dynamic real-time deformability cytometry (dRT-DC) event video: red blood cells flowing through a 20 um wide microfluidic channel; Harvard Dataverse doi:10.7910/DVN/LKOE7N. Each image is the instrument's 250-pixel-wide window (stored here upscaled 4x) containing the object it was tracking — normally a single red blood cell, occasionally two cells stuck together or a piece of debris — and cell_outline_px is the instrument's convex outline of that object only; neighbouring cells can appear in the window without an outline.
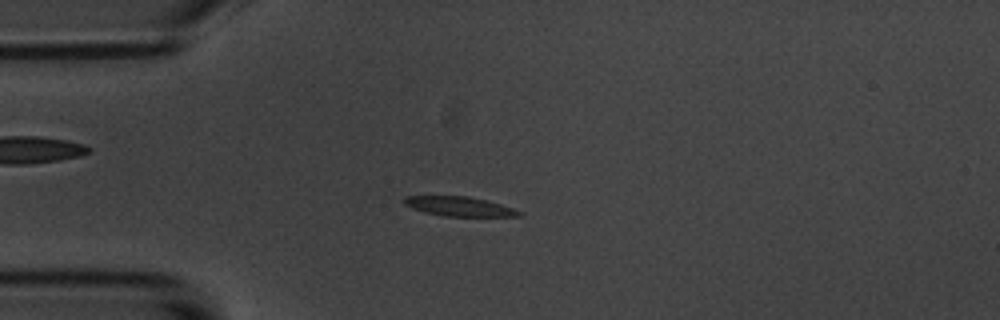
{"species": "common noctule bat (a hibernating species)", "species_latin": "Nyctalus noctula", "temperature_condition": "room temperature", "stored_images_in_passage": 56, "camera_frame_rate_fps": 3000, "um_per_image_px": 0.085, "animal": {"sex": "male", "body_mass_g": 20.1, "forearm_length_mm": 53.5}, "frame": {"image": 1, "passage_image": 14, "time_ms": 4.333, "image_size_px": [1000, 320], "cell_outline_px": [[524, 212], [520, 216], [444, 216], [424, 212], [412, 208], [404, 204], [404, 196], [468, 196], [500, 204]], "centroid_in_image_um": [39.02, 17.54], "position_along_channel_um": 46.0, "area_um2": 12.89}}
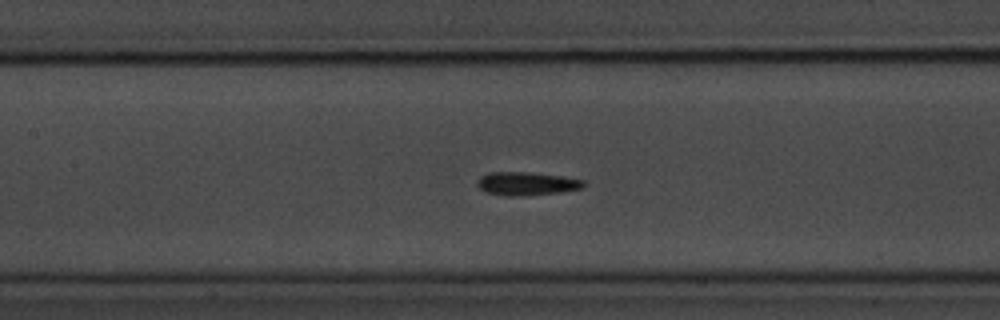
{"frame": {"image": 2, "passage_image": 25, "time_ms": 8.0, "image_size_px": [1000, 320], "cell_outline_px": [[584, 188], [560, 192], [528, 196], [504, 196], [488, 192], [480, 188], [476, 184], [476, 180], [480, 176], [488, 172], [528, 172], [560, 176], [584, 180]], "centroid_in_image_um": [44.74, 15.61], "position_along_channel_um": 162.7, "area_um2": 14.57}}
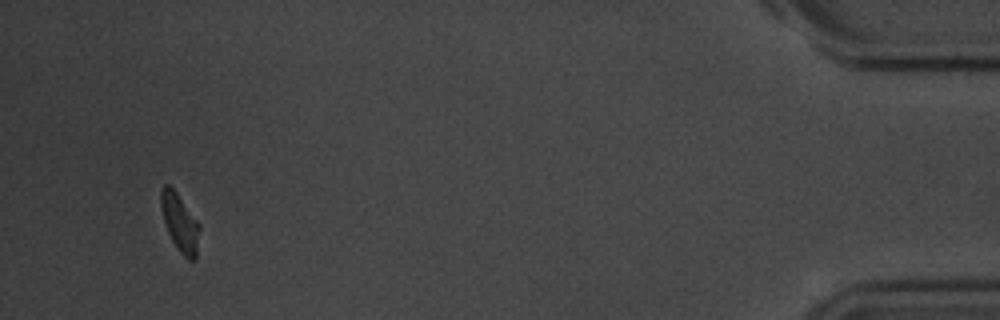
{"frame": {"image": 3, "passage_image": 53, "time_ms": 17.333, "image_size_px": [1000, 320], "cell_outline_px": [[200, 228], [196, 260], [188, 260], [176, 248], [168, 232], [164, 220], [160, 204], [160, 192], [164, 184], [168, 184], [176, 192], [200, 224]], "centroid_in_image_um": [15.3, 18.94], "position_along_channel_um": 419.9, "area_um2": 12.95}, "authors_computed_cell_mechanics": {"area_um2": 13.583, "velocity_mm_per_s": 3.5879, "shape_relaxation_time_tau1_ms": null, "shape_relaxation_time_tau2_ms": 1.7174, "deformation_change_tau1": null, "deformation_change_tau2": 0.072}}